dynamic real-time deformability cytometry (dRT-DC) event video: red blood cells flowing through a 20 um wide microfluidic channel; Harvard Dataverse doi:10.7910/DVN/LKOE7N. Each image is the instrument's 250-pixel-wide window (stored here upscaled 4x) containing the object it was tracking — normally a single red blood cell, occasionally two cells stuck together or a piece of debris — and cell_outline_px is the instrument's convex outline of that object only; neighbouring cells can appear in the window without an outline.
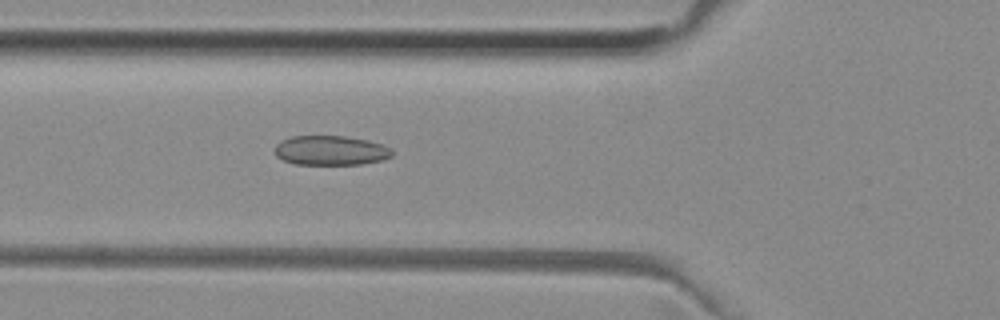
{"species": "common noctule bat (a hibernating species)", "species_latin": "Nyctalus noctula", "temperature_condition": "room temperature", "stored_images_in_passage": 52, "camera_frame_rate_fps": 3000, "um_per_image_px": 0.085, "animal": {"sex": "female", "body_mass_g": 29.2, "forearm_length_mm": 56.3}, "frame": {"image": 1, "passage_image": 19, "time_ms": 6.0, "image_size_px": [1000, 320], "cell_outline_px": [[392, 156], [380, 160], [360, 164], [292, 164], [276, 156], [276, 144], [292, 136], [344, 136], [368, 140], [392, 148]], "centroid_in_image_um": [28.11, 12.79], "position_along_channel_um": 97.7, "area_um2": 20.0}}
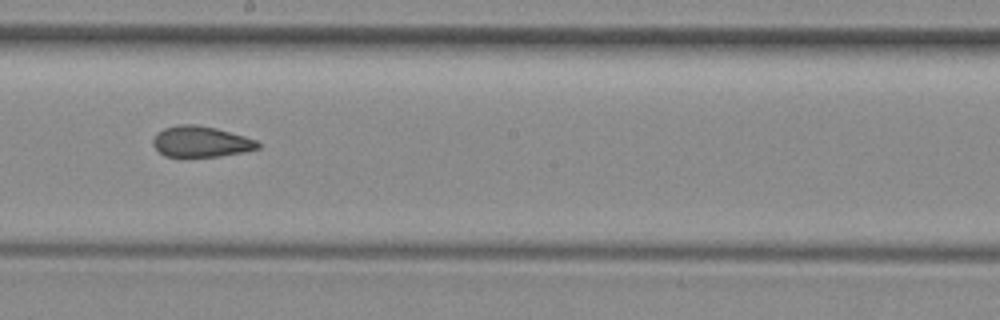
{"frame": {"image": 2, "passage_image": 29, "time_ms": 9.333, "image_size_px": [1000, 320], "cell_outline_px": [[260, 148], [244, 152], [216, 156], [164, 156], [152, 144], [152, 140], [164, 128], [180, 124], [192, 124], [216, 128], [244, 136], [256, 140], [260, 144]], "centroid_in_image_um": [17.09, 12.04], "position_along_channel_um": 231.1, "area_um2": 18.55}}
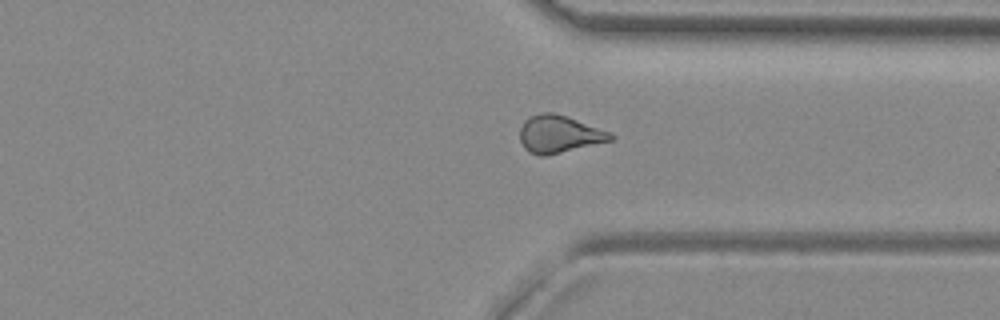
{"frame": {"image": 3, "passage_image": 39, "time_ms": 12.667, "image_size_px": [1000, 320], "cell_outline_px": [[616, 136], [612, 140], [544, 156], [540, 156], [528, 152], [524, 148], [520, 140], [520, 128], [524, 120], [540, 112], [552, 112], [568, 116], [608, 132]], "centroid_in_image_um": [47.48, 11.39], "position_along_channel_um": 363.9, "area_um2": 19.59}, "authors_computed_cell_mechanics": {"area_um2": 19.6809, "velocity_mm_per_s": 3.9979, "shape_relaxation_time_tau1_ms": null, "shape_relaxation_time_tau2_ms": 2.1335, "deformation_change_tau1": null, "deformation_change_tau2": 0.0917}}